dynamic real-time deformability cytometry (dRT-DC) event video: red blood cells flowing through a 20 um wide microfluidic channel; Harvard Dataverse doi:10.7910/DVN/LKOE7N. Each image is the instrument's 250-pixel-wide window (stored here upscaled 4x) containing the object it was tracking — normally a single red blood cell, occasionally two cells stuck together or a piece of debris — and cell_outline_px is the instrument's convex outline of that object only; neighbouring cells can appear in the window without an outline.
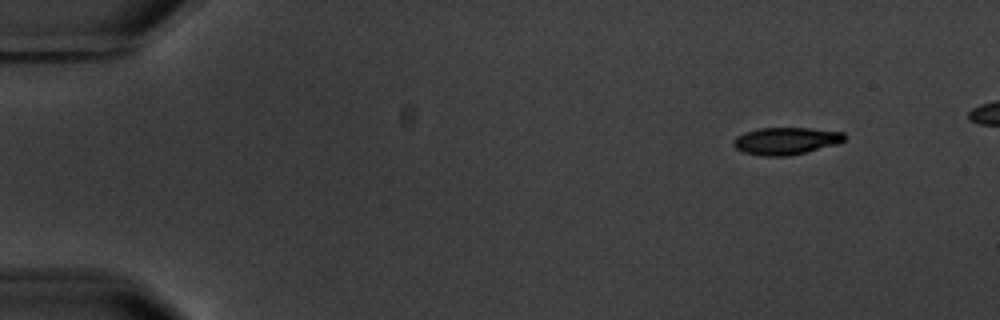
{"species": "common noctule bat (a hibernating species)", "species_latin": "Nyctalus noctula", "temperature_condition": "warm", "stored_images_in_passage": 5, "camera_frame_rate_fps": 3000, "um_per_image_px": 0.085, "animal": {"sex": "male", "body_mass_g": 20.1, "forearm_length_mm": 53.5}, "frame": {"image": 1, "passage_image": 1, "time_ms": 0.0, "image_size_px": [1000, 320], "cell_outline_px": [[848, 136], [844, 140], [836, 144], [788, 156], [764, 156], [744, 152], [736, 148], [732, 144], [732, 140], [736, 136], [744, 132], [756, 128], [808, 128], [844, 132]], "centroid_in_image_um": [66.78, 11.96], "position_along_channel_um": 18.2, "area_um2": 17.63}}